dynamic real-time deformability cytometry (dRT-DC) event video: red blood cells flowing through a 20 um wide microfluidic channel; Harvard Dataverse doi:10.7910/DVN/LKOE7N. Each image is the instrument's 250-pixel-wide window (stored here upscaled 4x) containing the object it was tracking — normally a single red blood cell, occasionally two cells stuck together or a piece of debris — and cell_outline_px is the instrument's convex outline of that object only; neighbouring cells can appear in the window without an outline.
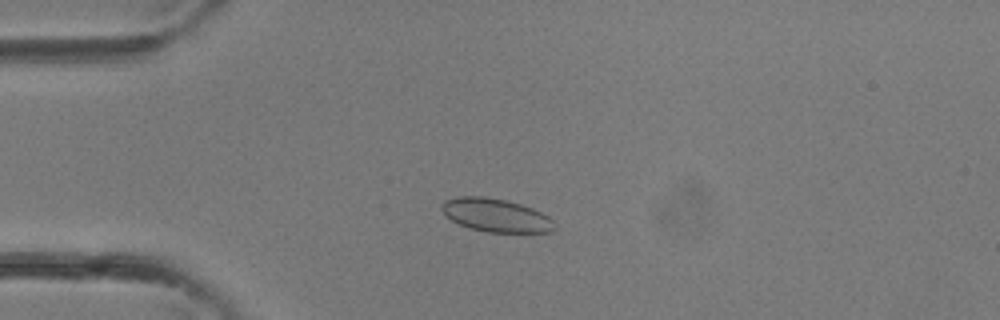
{"species": "common noctule bat (a hibernating species)", "species_latin": "Nyctalus noctula", "temperature_condition": "room temperature", "stored_images_in_passage": 35, "camera_frame_rate_fps": 3000, "um_per_image_px": 0.085, "animal": {"sex": "female"}, "frame": {"image": 1, "passage_image": 8, "time_ms": 2.333, "image_size_px": [1000, 320], "cell_outline_px": [[556, 228], [552, 232], [488, 232], [468, 228], [444, 216], [440, 208], [440, 204], [444, 200], [456, 196], [484, 196], [504, 200], [520, 204], [532, 208], [548, 216], [556, 224]], "centroid_in_image_um": [42.11, 18.29], "position_along_channel_um": 42.9, "area_um2": 22.08}}
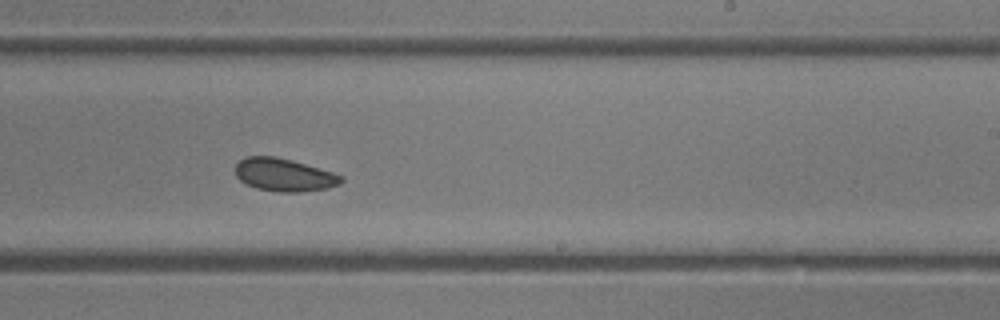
{"frame": {"image": 2, "passage_image": 21, "time_ms": 6.667, "image_size_px": [1000, 320], "cell_outline_px": [[344, 180], [340, 184], [328, 188], [300, 192], [280, 192], [256, 188], [240, 180], [236, 176], [236, 164], [244, 156], [272, 156], [292, 160], [332, 172], [344, 176]], "centroid_in_image_um": [24.16, 14.86], "position_along_channel_um": 264.8, "area_um2": 20.23}}
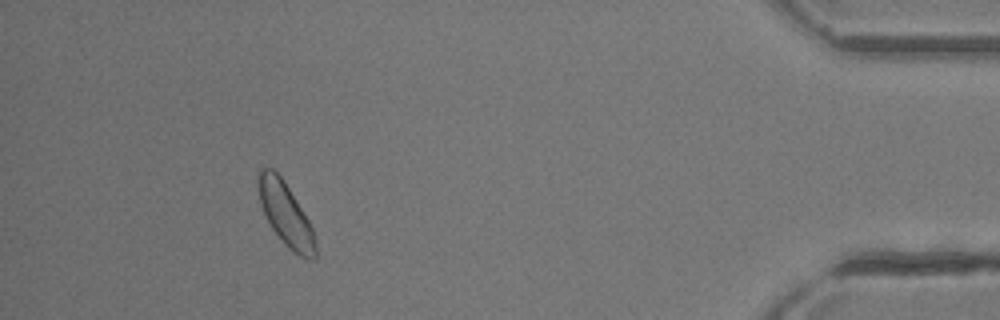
{"frame": {"image": 3, "passage_image": 32, "time_ms": 10.333, "image_size_px": [1000, 320], "cell_outline_px": [[316, 256], [312, 260], [308, 260], [292, 252], [284, 244], [272, 228], [260, 204], [256, 184], [256, 176], [260, 168], [272, 168], [280, 176], [288, 188], [308, 220], [316, 236]], "centroid_in_image_um": [24.26, 18.22], "position_along_channel_um": 410.9, "area_um2": 21.04}}